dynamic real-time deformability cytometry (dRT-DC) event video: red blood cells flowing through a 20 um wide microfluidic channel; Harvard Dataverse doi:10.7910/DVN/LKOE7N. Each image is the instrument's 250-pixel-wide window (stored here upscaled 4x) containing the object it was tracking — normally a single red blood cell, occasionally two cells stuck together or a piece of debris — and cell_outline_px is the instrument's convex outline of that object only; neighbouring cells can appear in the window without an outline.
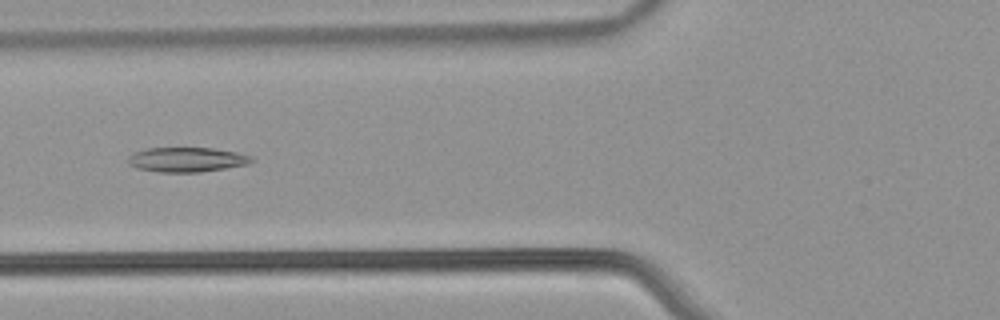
{"species": "common noctule bat (a hibernating species)", "species_latin": "Nyctalus noctula", "temperature_condition": "warm", "stored_images_in_passage": 56, "segment_of_instrument_passage": [1, 2], "camera_frame_rate_fps": 3000, "um_per_image_px": 0.085, "animal": {"sex": "male", "body_mass_g": 21.5, "forearm_length_mm": 52.0}, "frame": {"image": 1, "passage_image": 22, "time_ms": 7.0, "image_size_px": [1000, 320], "cell_outline_px": [[256, 160], [248, 164], [200, 172], [156, 172], [136, 168], [128, 164], [128, 160], [132, 152], [144, 148], [212, 148], [236, 152], [252, 156]], "centroid_in_image_um": [15.85, 13.56], "position_along_channel_um": 109.9, "area_um2": 17.86}}
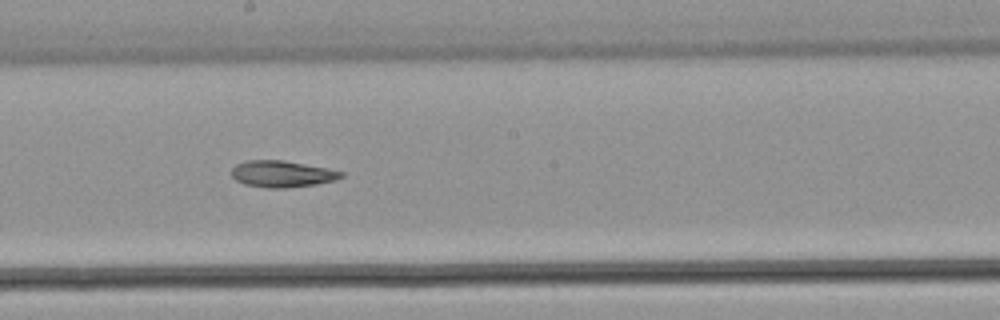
{"frame": {"image": 2, "passage_image": 31, "time_ms": 10.0, "image_size_px": [1000, 320], "cell_outline_px": [[344, 176], [336, 180], [316, 184], [288, 188], [264, 188], [244, 184], [236, 180], [232, 176], [232, 168], [236, 164], [248, 160], [284, 160], [344, 172]], "centroid_in_image_um": [23.96, 14.79], "position_along_channel_um": 224.2, "area_um2": 16.94}}
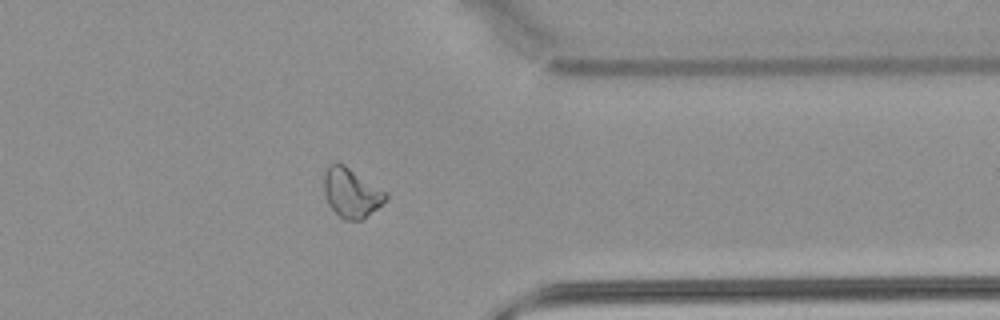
{"frame": {"image": 3, "passage_image": 44, "time_ms": 14.333, "image_size_px": [1000, 320], "cell_outline_px": [[388, 196], [376, 208], [360, 220], [344, 220], [328, 204], [324, 192], [324, 168], [328, 164], [336, 160], [344, 164], [388, 192]], "centroid_in_image_um": [29.82, 16.32], "position_along_channel_um": 381.6, "area_um2": 17.8}}